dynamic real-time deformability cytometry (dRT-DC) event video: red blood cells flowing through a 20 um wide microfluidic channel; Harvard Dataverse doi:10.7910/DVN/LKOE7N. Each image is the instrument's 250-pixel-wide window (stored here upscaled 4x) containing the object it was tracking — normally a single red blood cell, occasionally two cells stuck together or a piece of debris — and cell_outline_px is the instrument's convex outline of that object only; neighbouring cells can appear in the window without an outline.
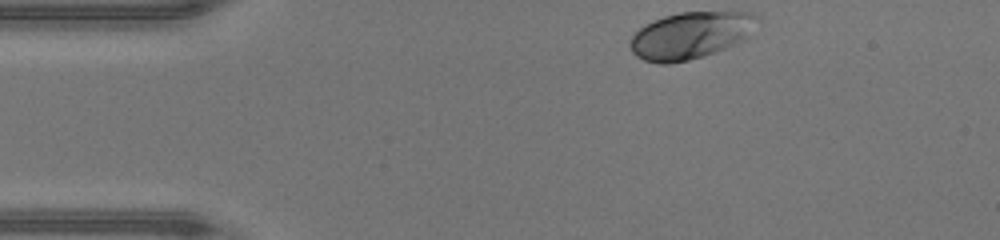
{"species": "human", "species_latin": "Homo sapiens", "temperature_condition": "warm", "stored_images_in_passage": 33, "camera_frame_rate_fps": 3000, "um_per_image_px": 0.085, "donor": {"sex": "male"}, "frame": {"image": 1, "passage_image": 1, "time_ms": 0.0, "image_size_px": [1000, 240], "cell_outline_px": [[760, 20], [752, 36], [744, 40], [704, 56], [688, 60], [668, 64], [660, 64], [644, 60], [636, 56], [632, 52], [628, 44], [632, 36], [640, 28], [664, 16], [680, 12], [752, 12]], "centroid_in_image_um": [58.75, 3.01], "position_along_channel_um": 26.3, "area_um2": 34.91}}
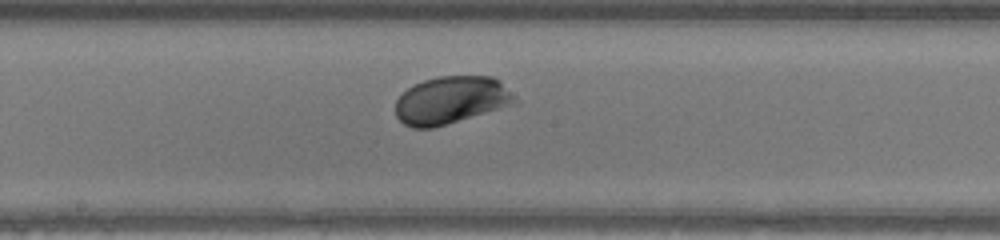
{"frame": {"image": 2, "passage_image": 18, "time_ms": 5.667, "image_size_px": [1000, 240], "cell_outline_px": [[520, 100], [512, 104], [432, 128], [412, 128], [404, 124], [396, 116], [396, 100], [408, 88], [424, 80], [436, 76], [492, 76], [500, 80]], "centroid_in_image_um": [38.35, 8.49], "position_along_channel_um": 209.9, "area_um2": 32.77}}
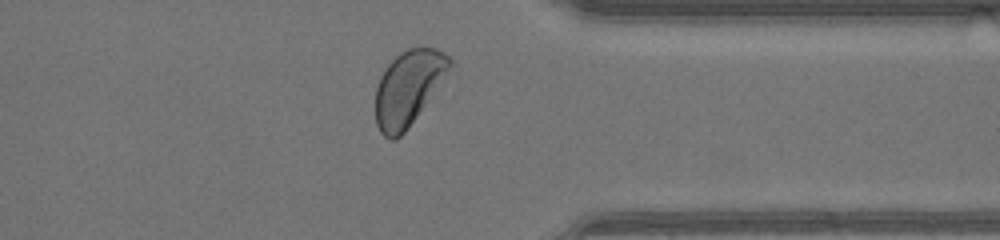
{"frame": {"image": 3, "passage_image": 30, "time_ms": 9.667, "image_size_px": [1000, 240], "cell_outline_px": [[456, 68], [404, 132], [396, 140], [388, 140], [380, 132], [376, 124], [376, 88], [380, 76], [388, 64], [400, 52], [408, 48], [436, 48], [444, 52], [456, 64]], "centroid_in_image_um": [34.79, 7.46], "position_along_channel_um": 376.6, "area_um2": 33.12}, "authors_computed_cell_mechanics": {"area_um2": 32.4836, "velocity_mm_per_s": 4.3485, "shape_relaxation_time_tau1_ms": 1.0837, "shape_relaxation_time_tau2_ms": null, "deformation_change_tau1": 0.1114, "deformation_change_tau2": null}}